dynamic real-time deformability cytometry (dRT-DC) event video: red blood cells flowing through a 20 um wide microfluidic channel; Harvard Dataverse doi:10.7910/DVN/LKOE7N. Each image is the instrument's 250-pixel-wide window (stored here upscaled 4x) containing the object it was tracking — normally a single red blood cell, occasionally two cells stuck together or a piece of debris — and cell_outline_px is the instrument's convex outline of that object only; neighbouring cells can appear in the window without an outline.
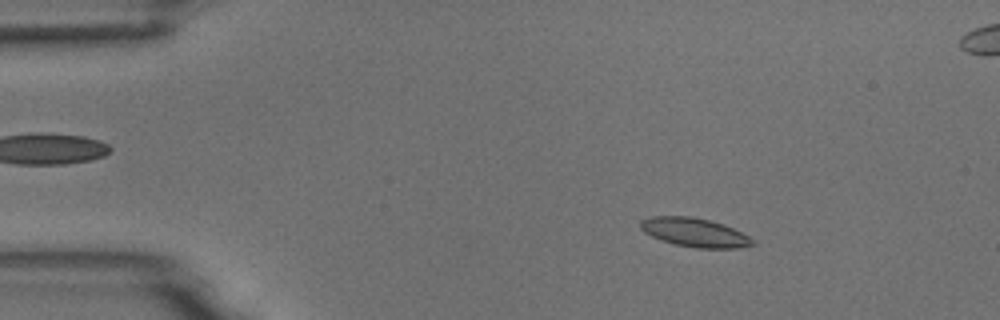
{"species": "common noctule bat (a hibernating species)", "species_latin": "Nyctalus noctula", "temperature_condition": "room temperature", "stored_images_in_passage": 55, "camera_frame_rate_fps": 3000, "um_per_image_px": 0.085, "animal": {"sex": "male", "body_mass_g": 18.8}, "frame": {"image": 1, "passage_image": 8, "time_ms": 2.333, "image_size_px": [1000, 320], "cell_outline_px": [[756, 244], [740, 248], [696, 248], [676, 244], [652, 236], [644, 232], [640, 228], [640, 220], [652, 216], [692, 216], [724, 224], [756, 240]], "centroid_in_image_um": [59.07, 19.75], "position_along_channel_um": 25.9, "area_um2": 18.79}}
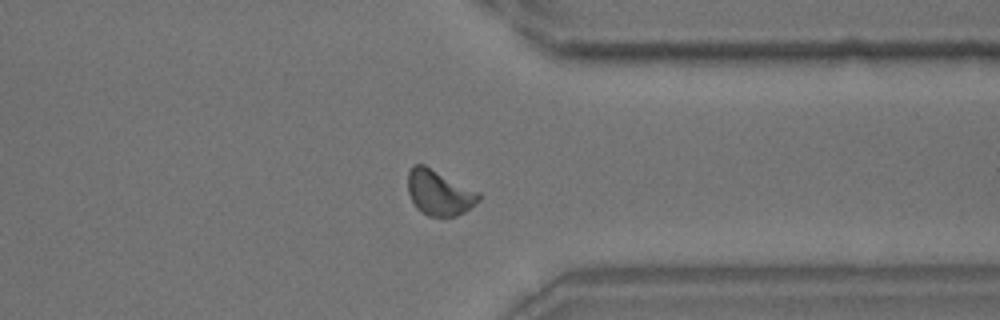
{"frame": {"image": 2, "passage_image": 42, "time_ms": 13.667, "image_size_px": [1000, 320], "cell_outline_px": [[480, 200], [476, 204], [464, 212], [456, 216], [428, 216], [420, 212], [416, 208], [408, 192], [408, 172], [412, 164], [424, 164], [480, 192]], "centroid_in_image_um": [37.33, 16.37], "position_along_channel_um": 374.1, "area_um2": 18.84}}
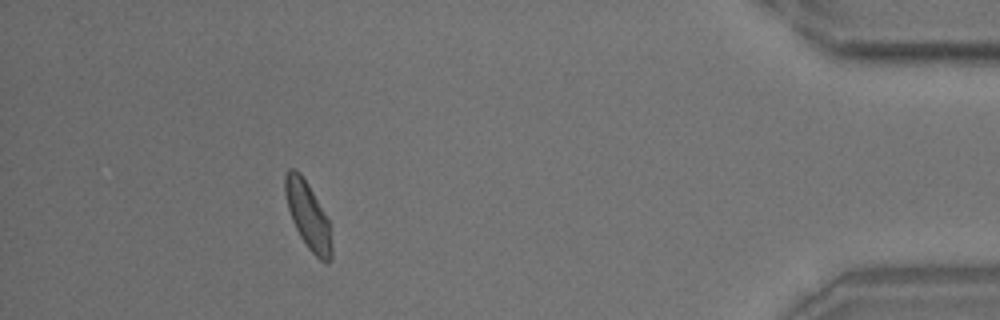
{"frame": {"image": 3, "passage_image": 49, "time_ms": 16.0, "image_size_px": [1000, 320], "cell_outline_px": [[332, 260], [328, 264], [320, 260], [308, 248], [300, 236], [292, 220], [288, 208], [284, 192], [284, 176], [288, 168], [296, 168], [300, 172], [308, 184], [328, 220], [332, 244]], "centroid_in_image_um": [26.17, 18.31], "position_along_channel_um": 409.0, "area_um2": 18.09}, "authors_computed_cell_mechanics": {"area_um2": 18.207, "velocity_mm_per_s": 3.6879, "shape_relaxation_time_tau1_ms": 3.4326, "shape_relaxation_time_tau2_ms": 1.3668, "deformation_change_tau1": 0.1022, "deformation_change_tau2": 0.0589}}